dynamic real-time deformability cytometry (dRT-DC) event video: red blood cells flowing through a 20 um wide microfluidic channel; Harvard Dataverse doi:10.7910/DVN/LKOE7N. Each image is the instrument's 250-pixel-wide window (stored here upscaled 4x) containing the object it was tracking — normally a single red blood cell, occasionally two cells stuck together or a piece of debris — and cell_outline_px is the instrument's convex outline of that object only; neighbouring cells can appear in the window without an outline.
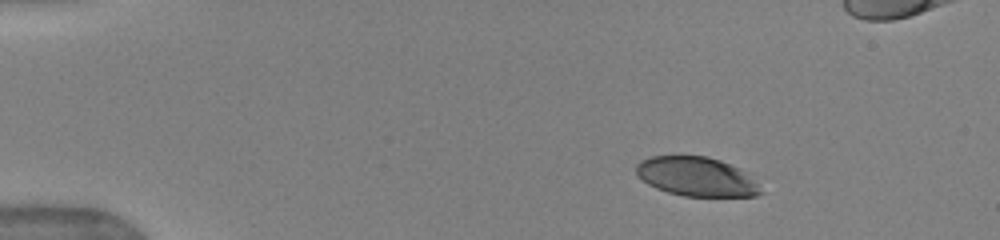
{"species": "human", "species_latin": "Homo sapiens", "temperature_condition": "warm", "stored_images_in_passage": 46, "camera_frame_rate_fps": 3000, "um_per_image_px": 0.085, "donor": {"sex": "female"}, "frame": {"image": 1, "passage_image": 1, "time_ms": 0.0, "image_size_px": [1000, 240], "cell_outline_px": [[764, 192], [756, 196], [684, 196], [668, 192], [656, 188], [648, 184], [636, 172], [636, 164], [640, 160], [652, 156], [704, 156], [720, 160], [740, 168]], "centroid_in_image_um": [59.18, 15.01], "position_along_channel_um": 25.8, "area_um2": 28.09}}
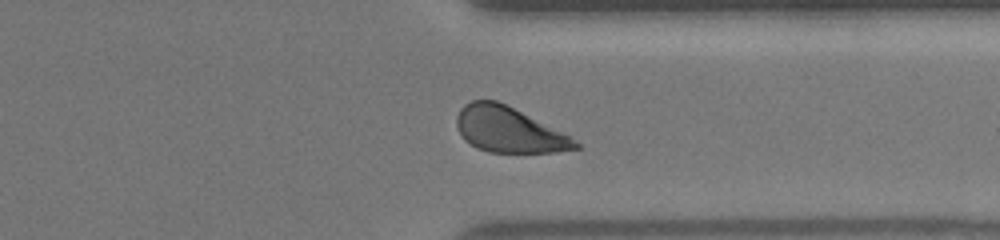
{"frame": {"image": 2, "passage_image": 34, "time_ms": 11.0, "image_size_px": [1000, 240], "cell_outline_px": [[580, 148], [556, 152], [488, 152], [476, 148], [464, 140], [456, 124], [456, 116], [460, 108], [464, 104], [472, 100], [496, 100], [564, 132], [576, 140], [580, 144]], "centroid_in_image_um": [43.24, 11.03], "position_along_channel_um": 368.2, "area_um2": 31.39}}
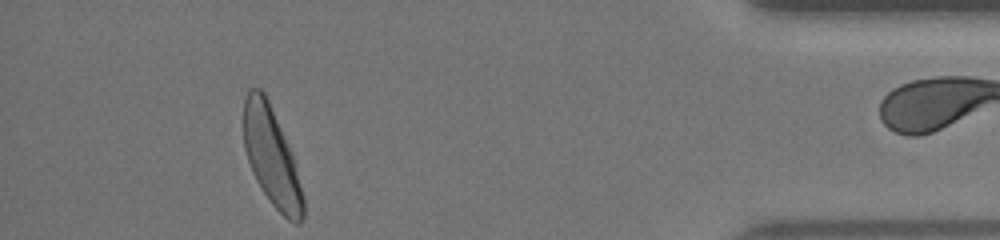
{"frame": {"image": 3, "passage_image": 41, "time_ms": 13.333, "image_size_px": [1000, 240], "cell_outline_px": [[304, 216], [300, 224], [296, 224], [288, 220], [272, 204], [256, 180], [252, 172], [244, 148], [244, 96], [248, 88], [260, 88], [264, 92], [268, 100], [292, 152], [304, 200]], "centroid_in_image_um": [23.08, 13.31], "position_along_channel_um": 412.1, "area_um2": 33.93}, "authors_computed_cell_mechanics": {"area_um2": 33.0038, "velocity_mm_per_s": 3.9247, "shape_relaxation_time_tau1_ms": 2.3943, "shape_relaxation_time_tau2_ms": null, "deformation_change_tau1": 0.176, "deformation_change_tau2": null}}